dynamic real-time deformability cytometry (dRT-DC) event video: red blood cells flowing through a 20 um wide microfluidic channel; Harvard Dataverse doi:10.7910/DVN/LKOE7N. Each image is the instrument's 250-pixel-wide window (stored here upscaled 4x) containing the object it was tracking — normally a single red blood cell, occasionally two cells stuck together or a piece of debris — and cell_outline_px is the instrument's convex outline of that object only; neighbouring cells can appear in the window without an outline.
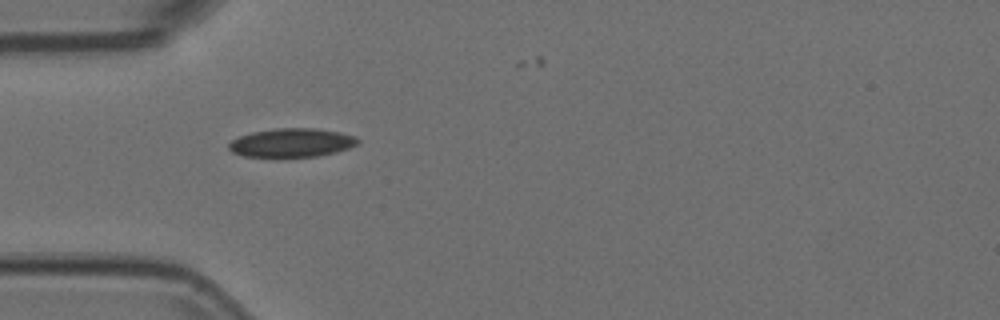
{"species": "Egyptian fruit bat (a non-hibernating species)", "species_latin": "Rousettus aegyptiacus", "temperature_condition": "room temperature", "stored_images_in_passage": 2, "camera_frame_rate_fps": 3000, "um_per_image_px": 0.085, "animal": {"sex": "female"}, "frame": {"image": 1, "passage_image": 1, "time_ms": 0.0, "image_size_px": [1000, 320], "cell_outline_px": [[360, 144], [336, 152], [316, 156], [244, 156], [232, 152], [228, 148], [228, 144], [232, 140], [240, 136], [252, 132], [276, 128], [316, 128], [356, 136], [360, 140]], "centroid_in_image_um": [24.81, 12.12], "position_along_channel_um": 60.2, "area_um2": 21.39}}
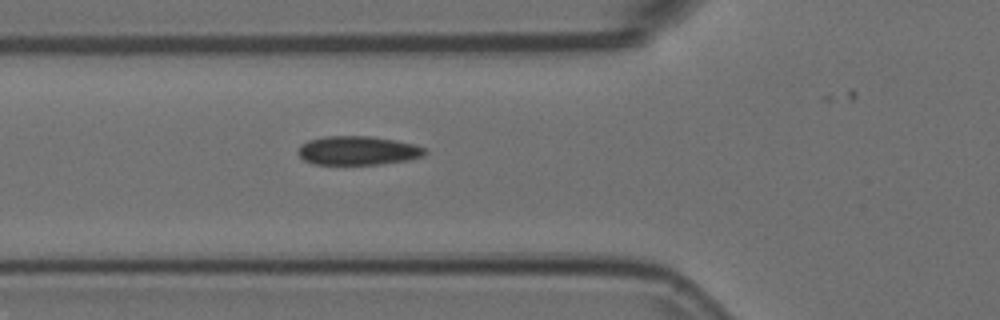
{"frame": {"image": 2, "passage_image": 2, "time_ms": 0.333, "image_size_px": [1000, 320], "cell_outline_px": [[428, 152], [424, 156], [408, 160], [380, 164], [312, 164], [304, 160], [296, 152], [300, 144], [308, 140], [324, 136], [368, 136], [396, 140], [412, 144], [424, 148]], "centroid_in_image_um": [30.39, 12.8], "position_along_channel_um": 95.4, "area_um2": 21.44}}